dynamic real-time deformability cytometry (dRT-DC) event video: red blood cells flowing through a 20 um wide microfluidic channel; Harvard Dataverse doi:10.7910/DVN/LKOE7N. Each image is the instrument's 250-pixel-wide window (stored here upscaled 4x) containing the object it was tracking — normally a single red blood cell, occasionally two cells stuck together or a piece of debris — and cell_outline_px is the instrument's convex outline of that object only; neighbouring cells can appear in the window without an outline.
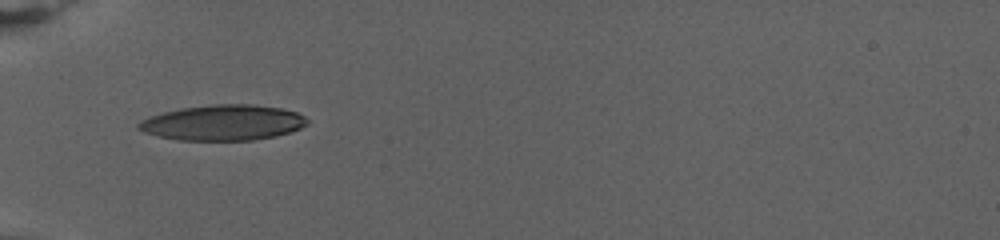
{"species": "human", "species_latin": "Homo sapiens", "temperature_condition": "warm", "stored_images_in_passage": 45, "camera_frame_rate_fps": 3000, "um_per_image_px": 0.085, "donor": {"sex": "female"}, "frame": {"image": 1, "passage_image": 1, "time_ms": 0.0, "image_size_px": [1000, 240], "cell_outline_px": [[308, 124], [300, 128], [276, 136], [252, 140], [180, 140], [160, 136], [144, 132], [136, 128], [136, 124], [152, 116], [164, 112], [180, 108], [212, 104], [256, 104], [280, 108], [296, 112], [304, 116], [308, 120]], "centroid_in_image_um": [18.98, 10.42], "position_along_channel_um": 66.0, "area_um2": 34.74}}
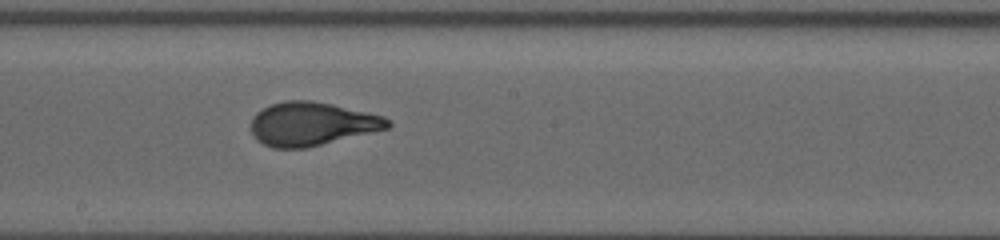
{"frame": {"image": 2, "passage_image": 19, "time_ms": 6.0, "image_size_px": [1000, 240], "cell_outline_px": [[392, 124], [388, 128], [304, 148], [272, 148], [256, 140], [252, 132], [252, 116], [256, 112], [272, 104], [284, 100], [312, 100], [332, 104], [384, 116], [392, 120]], "centroid_in_image_um": [26.49, 10.52], "position_along_channel_um": 221.7, "area_um2": 34.45}}
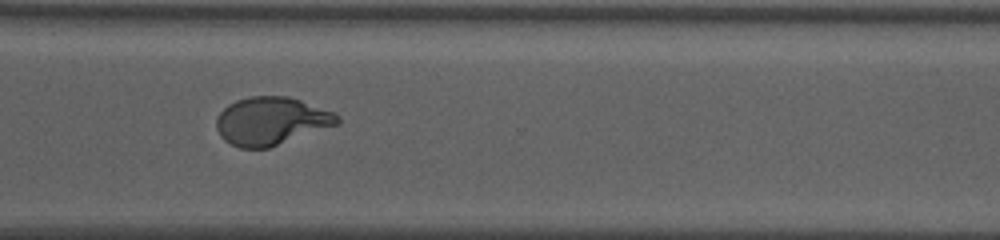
{"frame": {"image": 3, "passage_image": 33, "time_ms": 10.667, "image_size_px": [1000, 240], "cell_outline_px": [[340, 124], [268, 148], [240, 148], [224, 140], [220, 136], [216, 128], [216, 120], [220, 112], [228, 104], [236, 100], [248, 96], [288, 96], [336, 112], [340, 120]], "centroid_in_image_um": [23.06, 10.28], "position_along_channel_um": 347.5, "area_um2": 33.99}, "authors_computed_cell_mechanics": {"area_um2": 34.5644, "velocity_mm_per_s": 2.7069, "shape_relaxation_time_tau1_ms": 6.0804, "shape_relaxation_time_tau2_ms": null, "deformation_change_tau1": 0.2519, "deformation_change_tau2": null}}